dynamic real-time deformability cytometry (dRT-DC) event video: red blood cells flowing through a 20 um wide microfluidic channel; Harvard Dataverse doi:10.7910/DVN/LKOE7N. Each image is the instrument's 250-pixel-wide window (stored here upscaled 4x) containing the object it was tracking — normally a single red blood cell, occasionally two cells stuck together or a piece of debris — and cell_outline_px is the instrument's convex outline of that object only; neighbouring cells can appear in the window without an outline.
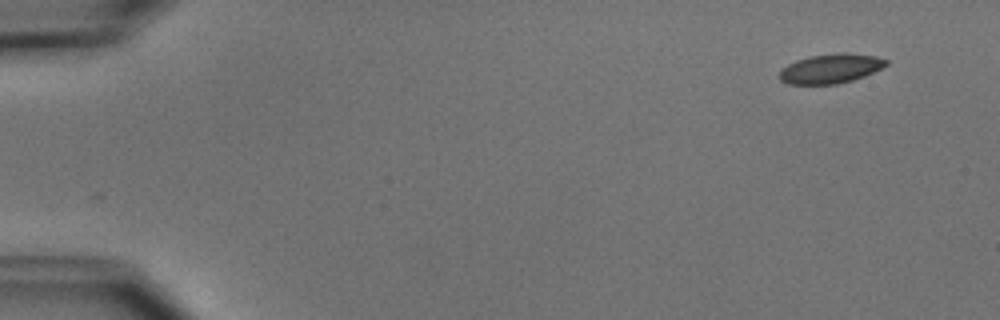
{"species": "common noctule bat (a hibernating species)", "species_latin": "Nyctalus noctula", "temperature_condition": "cold", "stored_images_in_passage": 5, "camera_frame_rate_fps": 3000, "um_per_image_px": 0.085, "animal": {"sex": "male", "body_mass_g": 15.6}, "frame": {"image": 1, "passage_image": 2, "time_ms": 1.0, "image_size_px": [1000, 320], "cell_outline_px": [[888, 64], [864, 76], [852, 80], [836, 84], [788, 84], [780, 80], [780, 72], [788, 64], [796, 60], [812, 56], [844, 52], [876, 56], [888, 60]], "centroid_in_image_um": [70.62, 5.83], "position_along_channel_um": 14.4, "area_um2": 18.03}}
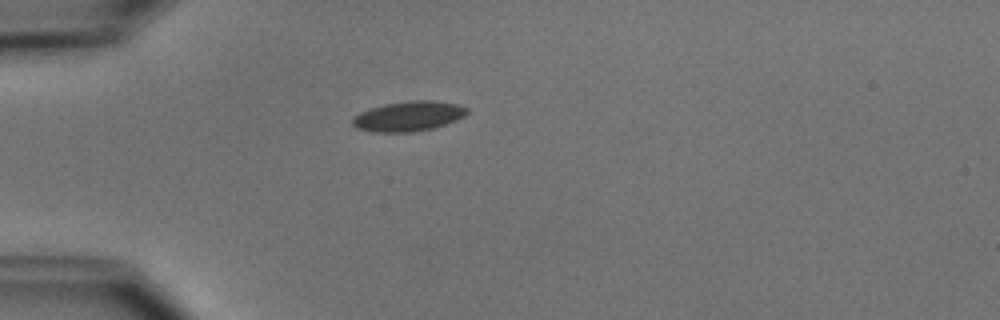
{"frame": {"image": 2, "passage_image": 5, "time_ms": 4.667, "image_size_px": [1000, 320], "cell_outline_px": [[468, 112], [464, 116], [456, 120], [432, 128], [412, 132], [372, 132], [356, 128], [352, 124], [352, 116], [360, 112], [384, 104], [412, 100], [432, 100], [460, 104], [468, 108]], "centroid_in_image_um": [34.71, 9.87], "position_along_channel_um": 50.3, "area_um2": 20.06}}